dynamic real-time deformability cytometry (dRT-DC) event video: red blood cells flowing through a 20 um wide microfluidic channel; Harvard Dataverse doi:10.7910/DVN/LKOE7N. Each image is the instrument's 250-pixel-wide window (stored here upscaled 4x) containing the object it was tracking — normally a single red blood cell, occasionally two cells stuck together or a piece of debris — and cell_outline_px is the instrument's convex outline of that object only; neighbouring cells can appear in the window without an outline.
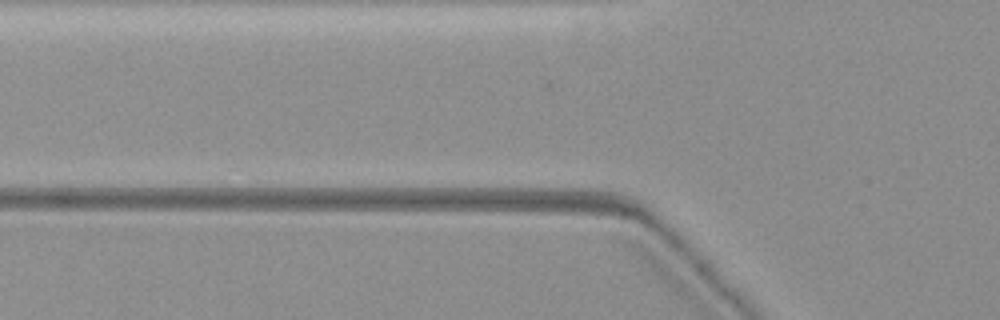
{"species": "common noctule bat (a hibernating species)", "species_latin": "Nyctalus noctula", "temperature_condition": "warm", "stored_images_in_passage": 3, "camera_frame_rate_fps": 3000, "um_per_image_px": 0.085, "animal": {"sex": "female", "body_mass_g": 19.3, "forearm_length_mm": 54.1}, "frame": {"image": 1, "passage_image": 2, "time_ms": 0.333, "image_size_px": [1000, 320], "cell_outline_px": [[264, 268], [256, 272], [236, 276], [108, 276], [100, 272], [96, 268], [108, 260], [148, 260], [260, 264]], "centroid_in_image_um": [14.88, 22.82], "position_along_channel_um": 110.9, "area_um2": 16.36}}
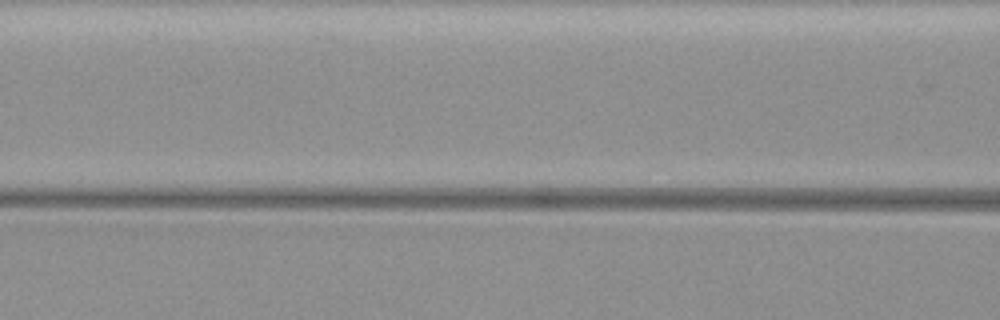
{"frame": {"image": 2, "passage_image": 3, "time_ms": 0.667, "image_size_px": [1000, 320], "cell_outline_px": [[196, 268], [188, 272], [112, 276], [76, 276], [56, 268], [56, 264], [64, 260], [160, 260], [196, 264]], "centroid_in_image_um": [10.4, 22.73], "position_along_channel_um": 156.2, "area_um2": 13.53}}